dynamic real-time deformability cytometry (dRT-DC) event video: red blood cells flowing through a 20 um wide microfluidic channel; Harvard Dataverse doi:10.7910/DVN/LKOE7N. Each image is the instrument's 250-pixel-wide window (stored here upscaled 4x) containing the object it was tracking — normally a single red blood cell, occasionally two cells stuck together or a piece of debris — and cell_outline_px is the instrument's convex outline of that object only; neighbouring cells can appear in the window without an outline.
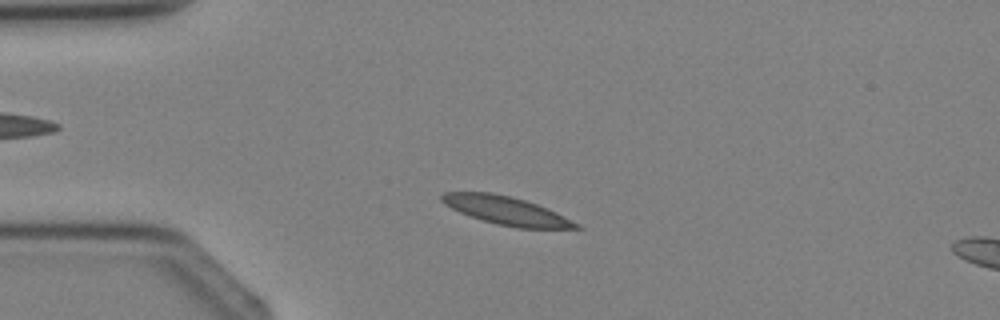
{"species": "Egyptian fruit bat (a non-hibernating species)", "species_latin": "Rousettus aegyptiacus", "temperature_condition": "cold", "stored_images_in_passage": 2, "camera_frame_rate_fps": 3000, "um_per_image_px": 0.085, "animal": {"sex": "female"}, "frame": {"image": 1, "passage_image": 1, "time_ms": 0.0, "image_size_px": [1000, 320], "cell_outline_px": [[584, 228], [516, 228], [496, 224], [460, 212], [444, 204], [440, 200], [440, 196], [444, 192], [488, 192], [512, 196], [548, 208], [580, 224]], "centroid_in_image_um": [43.04, 17.9], "position_along_channel_um": 42.0, "area_um2": 21.96}}